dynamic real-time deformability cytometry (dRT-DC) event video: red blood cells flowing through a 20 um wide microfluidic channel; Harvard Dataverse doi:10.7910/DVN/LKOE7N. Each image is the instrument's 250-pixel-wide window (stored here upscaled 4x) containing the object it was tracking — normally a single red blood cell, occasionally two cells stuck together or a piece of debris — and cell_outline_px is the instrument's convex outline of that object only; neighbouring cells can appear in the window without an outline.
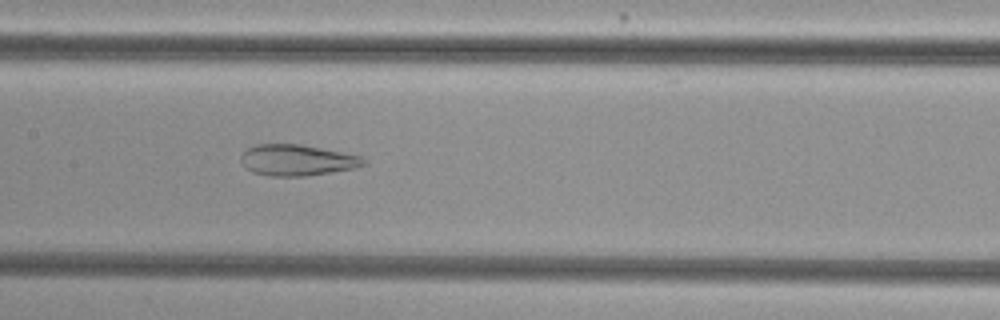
{"species": "common noctule bat (a hibernating species)", "species_latin": "Nyctalus noctula", "temperature_condition": "cold", "stored_images_in_passage": 55, "camera_frame_rate_fps": 3000, "um_per_image_px": 0.085, "animal": {"sex": "female", "body_mass_g": 29.2, "forearm_length_mm": 56.3}, "frame": {"image": 1, "passage_image": 28, "time_ms": 9.0, "image_size_px": [1000, 320], "cell_outline_px": [[368, 164], [356, 168], [332, 172], [304, 176], [268, 176], [252, 172], [244, 168], [240, 160], [240, 156], [252, 144], [300, 144], [360, 156]], "centroid_in_image_um": [25.2, 13.62], "position_along_channel_um": 182.2, "area_um2": 22.31}}
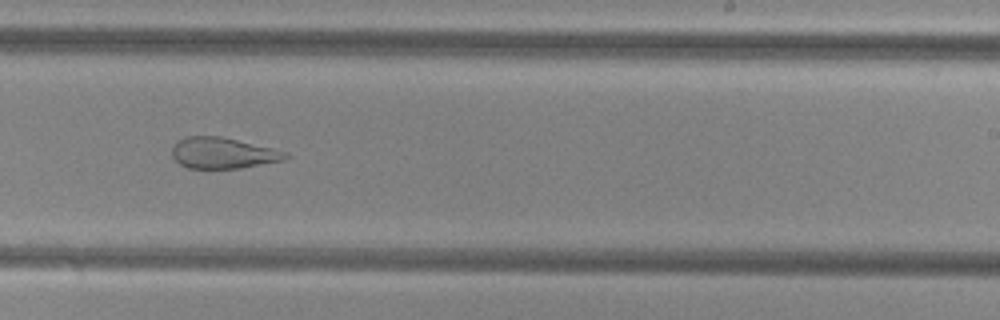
{"frame": {"image": 2, "passage_image": 35, "time_ms": 11.333, "image_size_px": [1000, 320], "cell_outline_px": [[292, 156], [284, 160], [240, 168], [188, 168], [180, 164], [172, 156], [172, 148], [184, 136], [220, 136], [272, 148], [288, 152]], "centroid_in_image_um": [18.98, 13.01], "position_along_channel_um": 270.0, "area_um2": 20.4}}
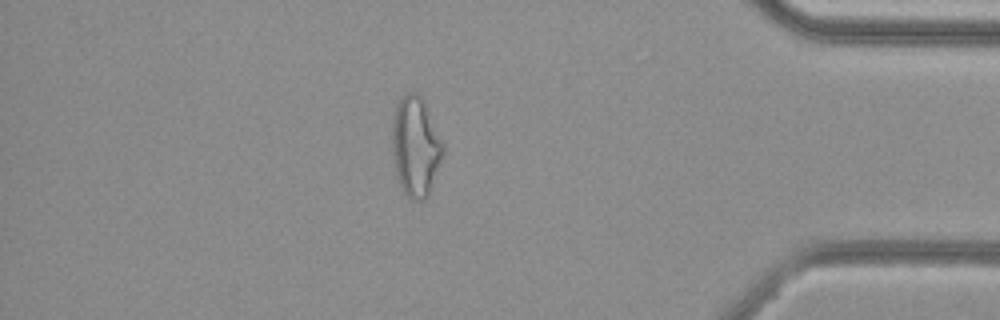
{"frame": {"image": 3, "passage_image": 48, "time_ms": 15.667, "image_size_px": [1000, 320], "cell_outline_px": [[444, 152], [428, 196], [424, 200], [412, 200], [404, 192], [396, 180], [392, 160], [392, 120], [396, 104], [400, 96], [408, 92], [416, 92], [420, 96], [444, 144]], "centroid_in_image_um": [35.28, 12.48], "position_along_channel_um": 399.9, "area_um2": 29.77}, "authors_computed_cell_mechanics": {"area_um2": 29.8248, "velocity_mm_per_s": 3.7836, "shape_relaxation_time_tau1_ms": null, "shape_relaxation_time_tau2_ms": 2.2924, "deformation_change_tau1": null, "deformation_change_tau2": 0.1189}}